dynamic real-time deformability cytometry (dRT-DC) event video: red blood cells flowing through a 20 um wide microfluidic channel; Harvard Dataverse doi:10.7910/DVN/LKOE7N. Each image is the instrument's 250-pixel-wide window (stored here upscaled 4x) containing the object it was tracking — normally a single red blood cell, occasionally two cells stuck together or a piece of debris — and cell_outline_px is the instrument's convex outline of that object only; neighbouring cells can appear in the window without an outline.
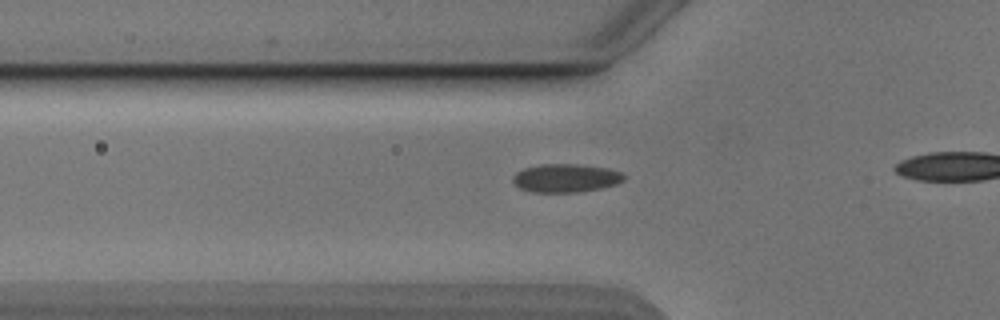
{"species": "Egyptian fruit bat (a non-hibernating species)", "species_latin": "Rousettus aegyptiacus", "temperature_condition": "cold", "stored_images_in_passage": 21, "camera_frame_rate_fps": 3000, "um_per_image_px": 0.085, "animal": {"sex": "male"}, "frame": {"image": 1, "passage_image": 9, "time_ms": 2.667, "image_size_px": [1000, 320], "cell_outline_px": [[624, 180], [616, 184], [600, 188], [576, 192], [532, 192], [520, 188], [512, 180], [512, 176], [516, 172], [524, 168], [540, 164], [580, 164], [608, 168], [620, 172], [624, 176]], "centroid_in_image_um": [48.07, 15.12], "position_along_channel_um": 77.7, "area_um2": 18.32}}
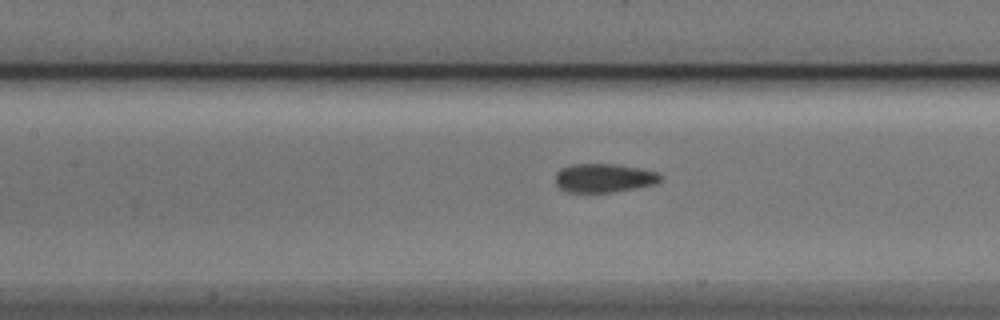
{"frame": {"image": 2, "passage_image": 15, "time_ms": 4.667, "image_size_px": [1000, 320], "cell_outline_px": [[664, 176], [656, 184], [612, 192], [568, 192], [560, 188], [556, 184], [556, 172], [560, 168], [572, 164], [616, 164], [640, 168], [656, 172]], "centroid_in_image_um": [51.33, 15.12], "position_along_channel_um": 156.1, "area_um2": 17.63}}
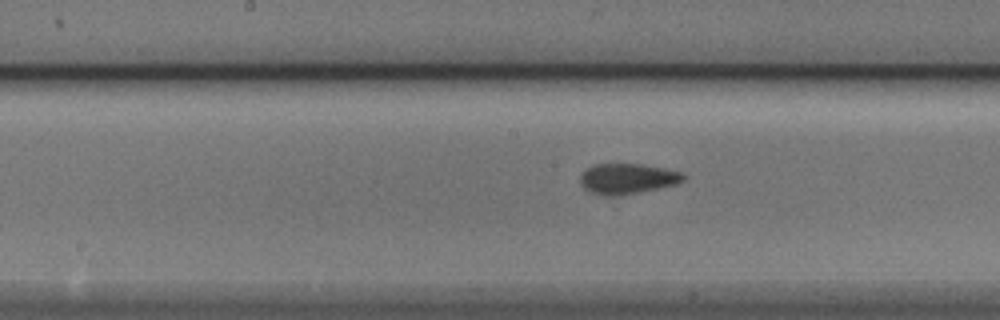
{"frame": {"image": 3, "passage_image": 18, "time_ms": 5.667, "image_size_px": [1000, 320], "cell_outline_px": [[684, 180], [676, 184], [636, 192], [608, 196], [600, 196], [584, 188], [580, 184], [580, 176], [592, 164], [640, 164], [664, 168], [680, 172], [684, 176]], "centroid_in_image_um": [53.28, 15.18], "position_along_channel_um": 194.9, "area_um2": 17.92}}